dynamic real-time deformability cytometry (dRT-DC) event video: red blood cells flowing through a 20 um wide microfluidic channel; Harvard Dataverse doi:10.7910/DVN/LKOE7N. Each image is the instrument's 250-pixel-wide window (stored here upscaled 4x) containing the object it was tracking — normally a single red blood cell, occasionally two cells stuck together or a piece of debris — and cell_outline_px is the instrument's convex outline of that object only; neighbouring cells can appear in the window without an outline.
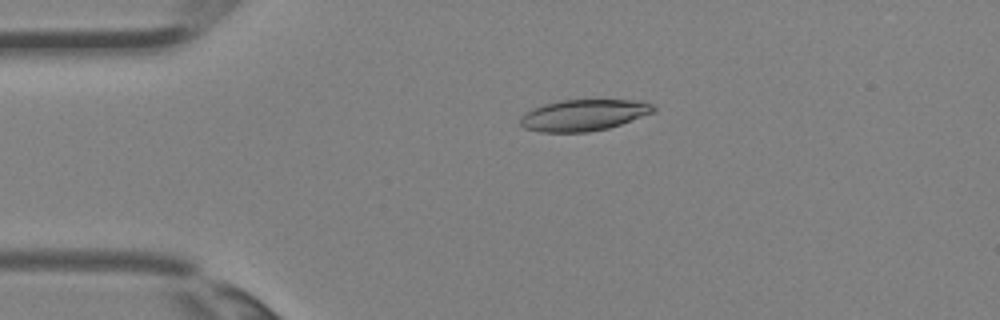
{"species": "Egyptian fruit bat (a non-hibernating species)", "species_latin": "Rousettus aegyptiacus", "temperature_condition": "room temperature", "stored_images_in_passage": 4, "camera_frame_rate_fps": 3000, "um_per_image_px": 0.085, "animal": {"sex": "female"}, "frame": {"image": 1, "passage_image": 3, "time_ms": 0.667, "image_size_px": [1000, 320], "cell_outline_px": [[656, 112], [608, 128], [588, 132], [540, 132], [524, 128], [520, 124], [520, 116], [524, 112], [532, 108], [544, 104], [560, 100], [632, 100], [652, 104], [656, 108]], "centroid_in_image_um": [49.58, 9.79], "position_along_channel_um": 35.4, "area_um2": 24.39}}